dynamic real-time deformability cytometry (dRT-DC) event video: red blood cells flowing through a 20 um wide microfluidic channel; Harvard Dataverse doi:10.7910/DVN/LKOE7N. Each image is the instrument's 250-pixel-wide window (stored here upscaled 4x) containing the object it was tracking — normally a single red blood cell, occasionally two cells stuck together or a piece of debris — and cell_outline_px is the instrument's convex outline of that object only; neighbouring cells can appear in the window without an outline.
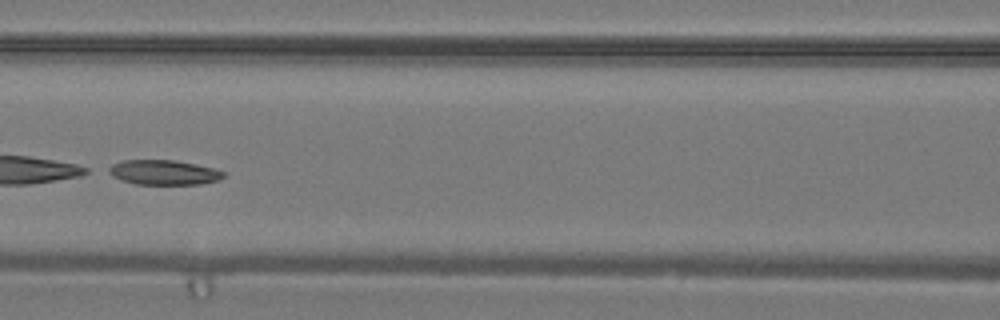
{"species": "common noctule bat (a hibernating species)", "species_latin": "Nyctalus noctula", "temperature_condition": "warm", "stored_images_in_passage": 38, "camera_frame_rate_fps": 3000, "um_per_image_px": 0.085, "animal": {"sex": "male", "body_mass_g": 19.2, "forearm_length_mm": 51.8}, "frame": {"image": 1, "passage_image": 17, "time_ms": 5.333, "image_size_px": [1000, 320], "cell_outline_px": [[224, 176], [220, 180], [200, 184], [136, 184], [120, 180], [112, 176], [104, 168], [112, 164], [124, 160], [176, 160], [196, 164], [212, 168], [224, 172]], "centroid_in_image_um": [13.87, 14.65], "position_along_channel_um": 152.7, "area_um2": 16.7}}
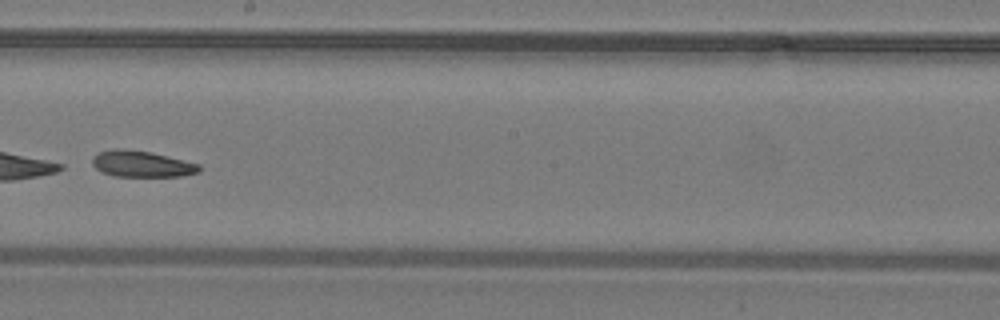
{"frame": {"image": 2, "passage_image": 22, "time_ms": 7.0, "image_size_px": [1000, 320], "cell_outline_px": [[200, 172], [180, 176], [112, 176], [100, 172], [92, 164], [92, 156], [96, 152], [112, 148], [124, 148], [152, 152], [200, 164]], "centroid_in_image_um": [11.99, 13.92], "position_along_channel_um": 236.2, "area_um2": 16.65}}
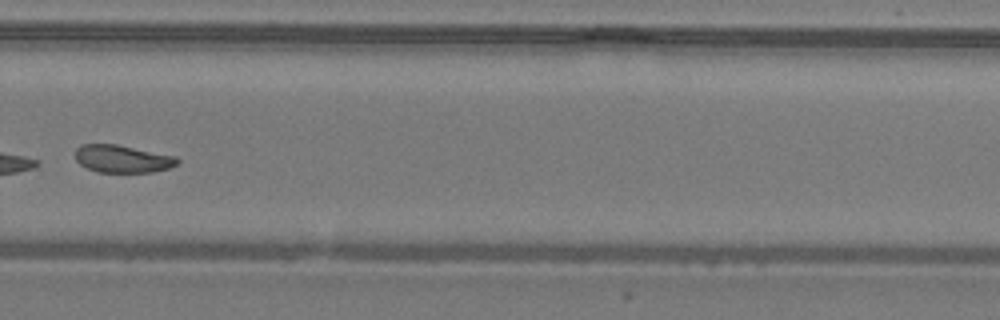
{"frame": {"image": 3, "passage_image": 27, "time_ms": 8.667, "image_size_px": [1000, 320], "cell_outline_px": [[180, 160], [176, 164], [168, 168], [152, 172], [96, 172], [80, 164], [76, 160], [76, 148], [80, 144], [116, 144], [176, 156]], "centroid_in_image_um": [10.39, 13.49], "position_along_channel_um": 319.4, "area_um2": 16.36}}